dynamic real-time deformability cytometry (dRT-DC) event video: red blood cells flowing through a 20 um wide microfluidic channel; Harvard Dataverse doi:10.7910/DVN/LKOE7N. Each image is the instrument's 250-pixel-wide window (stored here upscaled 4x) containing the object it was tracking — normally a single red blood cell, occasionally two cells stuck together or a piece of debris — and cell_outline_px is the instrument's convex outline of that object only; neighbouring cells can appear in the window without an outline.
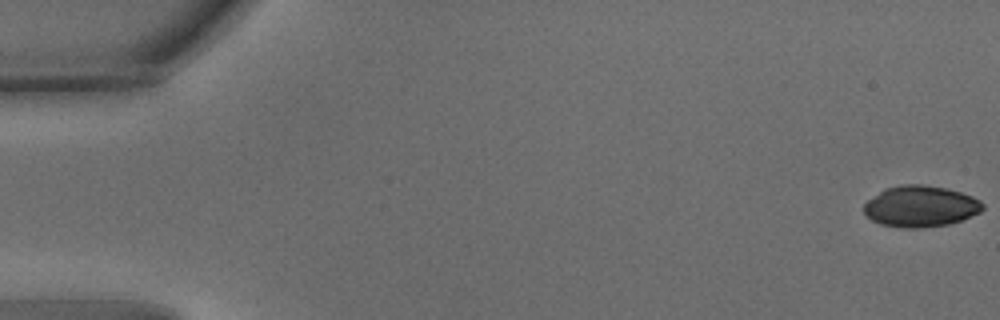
{"species": "common noctule bat (a hibernating species)", "species_latin": "Nyctalus noctula", "temperature_condition": "warm", "stored_images_in_passage": 56, "camera_frame_rate_fps": 3000, "um_per_image_px": 0.085, "animal": {"sex": "male", "body_mass_g": 15.6}, "frame": {"image": 1, "passage_image": 1, "time_ms": 0.0, "image_size_px": [1000, 320], "cell_outline_px": [[984, 208], [980, 212], [960, 220], [948, 224], [920, 228], [904, 228], [880, 224], [872, 220], [864, 212], [864, 204], [868, 200], [884, 188], [900, 184], [924, 184], [948, 188], [972, 196], [980, 200], [984, 204]], "centroid_in_image_um": [78.24, 17.52], "position_along_channel_um": 6.8, "area_um2": 28.61}}
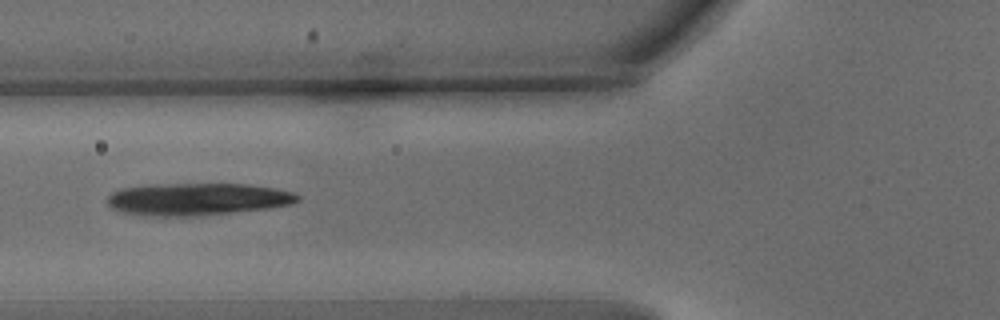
{"frame": {"image": 2, "passage_image": 22, "time_ms": 7.0, "image_size_px": [1000, 320], "cell_outline_px": [[300, 200], [292, 204], [268, 208], [200, 216], [160, 216], [124, 212], [112, 208], [108, 204], [108, 196], [112, 192], [120, 188], [148, 184], [248, 184], [276, 188], [292, 192], [300, 196]], "centroid_in_image_um": [16.8, 16.92], "position_along_channel_um": 109.0, "area_um2": 35.84}}
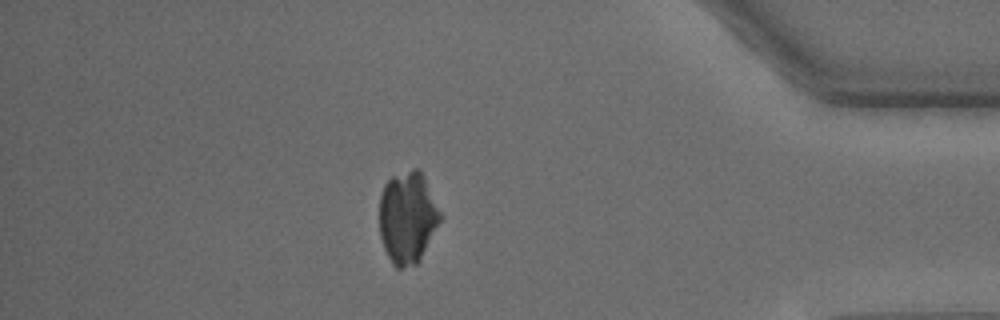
{"frame": {"image": 3, "passage_image": 49, "time_ms": 16.0, "image_size_px": [1000, 320], "cell_outline_px": [[444, 216], [420, 260], [416, 264], [400, 268], [396, 268], [392, 264], [384, 248], [380, 236], [380, 196], [384, 184], [392, 176], [412, 168], [416, 168], [424, 176]], "centroid_in_image_um": [34.67, 18.48], "position_along_channel_um": 400.5, "area_um2": 32.95}}